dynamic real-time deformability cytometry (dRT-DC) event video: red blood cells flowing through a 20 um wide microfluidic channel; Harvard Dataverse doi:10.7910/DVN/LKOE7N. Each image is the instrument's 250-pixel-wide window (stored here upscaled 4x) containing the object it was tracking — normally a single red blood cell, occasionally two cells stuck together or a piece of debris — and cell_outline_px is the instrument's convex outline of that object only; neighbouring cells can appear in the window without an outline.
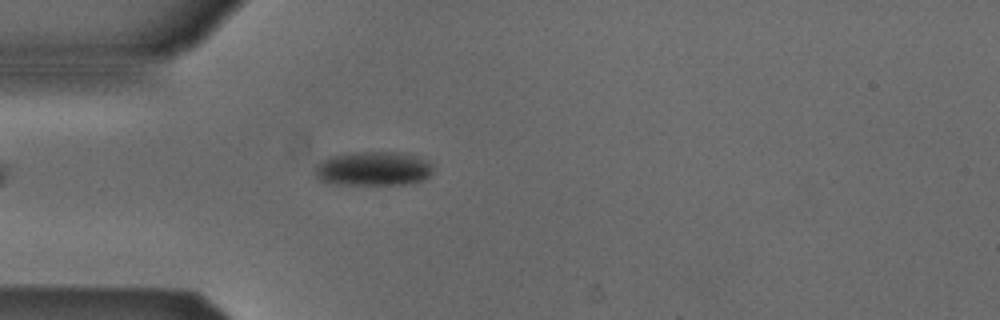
{"species": "Egyptian fruit bat (a non-hibernating species)", "species_latin": "Rousettus aegyptiacus", "temperature_condition": "cold", "stored_images_in_passage": 36, "camera_frame_rate_fps": 3000, "um_per_image_px": 0.085, "animal": {"sex": "male"}, "frame": {"image": 1, "passage_image": 1, "time_ms": 0.0, "image_size_px": [1000, 320], "cell_outline_px": [[432, 172], [428, 176], [412, 184], [336, 184], [320, 180], [316, 176], [316, 164], [320, 160], [328, 156], [352, 152], [396, 152], [412, 156], [428, 164], [432, 168]], "centroid_in_image_um": [31.63, 14.34], "position_along_channel_um": 53.4, "area_um2": 23.12}}
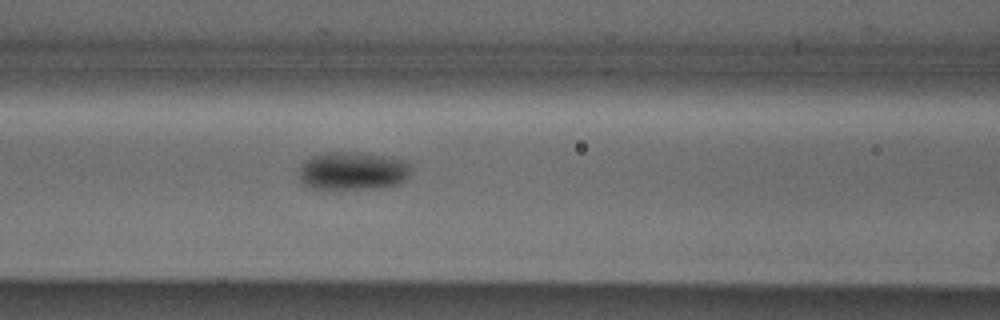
{"frame": {"image": 2, "passage_image": 8, "time_ms": 2.333, "image_size_px": [1000, 320], "cell_outline_px": [[412, 164], [408, 176], [400, 184], [388, 188], [332, 192], [304, 188], [296, 176], [296, 172], [300, 164], [304, 160], [312, 156], [324, 152], [356, 152], [384, 156], [408, 160]], "centroid_in_image_um": [29.89, 14.6], "position_along_channel_um": 136.7, "area_um2": 26.88}}
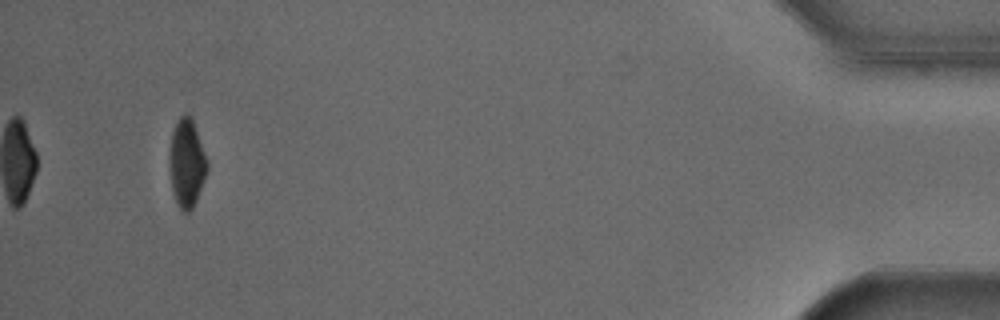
{"frame": {"image": 3, "passage_image": 36, "time_ms": 11.667, "image_size_px": [1000, 320], "cell_outline_px": [[208, 168], [196, 200], [192, 208], [188, 212], [184, 212], [180, 208], [176, 200], [172, 188], [168, 156], [172, 132], [180, 116], [184, 112], [188, 112], [192, 120], [208, 160]], "centroid_in_image_um": [15.86, 13.83], "position_along_channel_um": 419.3, "area_um2": 19.19}, "authors_computed_cell_mechanics": {"area_um2": 23.5824, "velocity_mm_per_s": 3.8866, "shape_relaxation_time_tau1_ms": 5.7837, "shape_relaxation_time_tau2_ms": null, "deformation_change_tau1": 0.0958, "deformation_change_tau2": null}}